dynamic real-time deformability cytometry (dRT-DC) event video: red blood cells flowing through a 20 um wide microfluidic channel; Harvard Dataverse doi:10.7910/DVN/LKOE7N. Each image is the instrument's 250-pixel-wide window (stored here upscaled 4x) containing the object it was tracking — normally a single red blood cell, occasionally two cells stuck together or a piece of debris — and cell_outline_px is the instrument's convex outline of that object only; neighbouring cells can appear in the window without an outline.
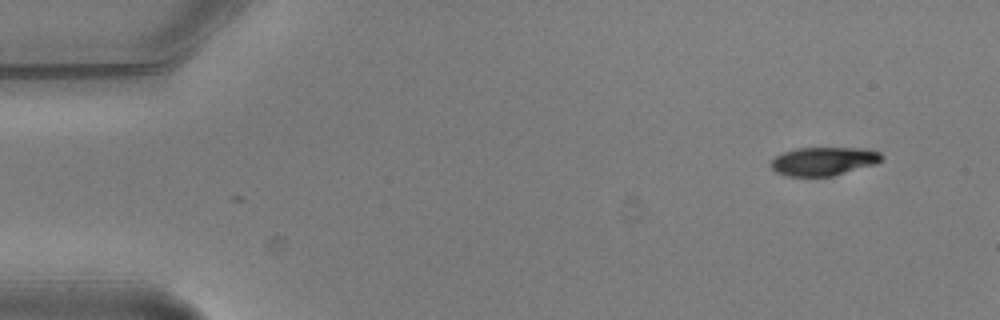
{"species": "common noctule bat (a hibernating species)", "species_latin": "Nyctalus noctula", "temperature_condition": "warm", "stored_images_in_passage": 2, "camera_frame_rate_fps": 3000, "um_per_image_px": 0.085, "animal": {"sex": "male", "body_mass_g": 20.5, "forearm_length_mm": 52.5}, "frame": {"image": 1, "passage_image": 2, "time_ms": 0.333, "image_size_px": [1000, 320], "cell_outline_px": [[884, 156], [876, 164], [832, 176], [784, 176], [776, 172], [768, 164], [776, 156], [784, 152], [796, 148], [860, 148], [880, 152]], "centroid_in_image_um": [69.98, 13.71], "position_along_channel_um": 15.0, "area_um2": 18.38}}